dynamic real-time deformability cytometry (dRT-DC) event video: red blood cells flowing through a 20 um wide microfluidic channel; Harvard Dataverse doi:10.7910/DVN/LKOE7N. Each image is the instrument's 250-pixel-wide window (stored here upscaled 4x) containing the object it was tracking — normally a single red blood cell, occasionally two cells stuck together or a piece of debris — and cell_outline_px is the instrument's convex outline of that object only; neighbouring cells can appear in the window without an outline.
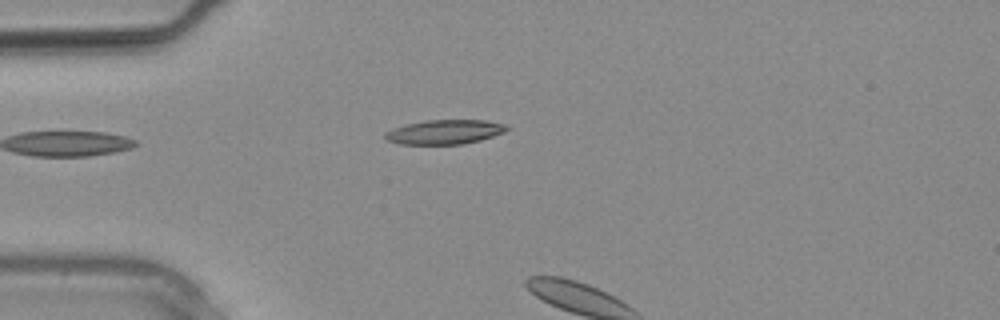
{"species": "common noctule bat (a hibernating species)", "species_latin": "Nyctalus noctula", "temperature_condition": "warm", "stored_images_in_passage": 2, "camera_frame_rate_fps": 3000, "um_per_image_px": 0.085, "animal": {"sex": "male", "body_mass_g": 20.4}, "frame": {"image": 1, "passage_image": 2, "time_ms": 0.333, "image_size_px": [1000, 320], "cell_outline_px": [[508, 128], [504, 132], [480, 140], [460, 144], [400, 144], [388, 140], [384, 136], [384, 132], [392, 128], [424, 120], [484, 120], [504, 124]], "centroid_in_image_um": [37.76, 11.21], "position_along_channel_um": 47.2, "area_um2": 17.11}}